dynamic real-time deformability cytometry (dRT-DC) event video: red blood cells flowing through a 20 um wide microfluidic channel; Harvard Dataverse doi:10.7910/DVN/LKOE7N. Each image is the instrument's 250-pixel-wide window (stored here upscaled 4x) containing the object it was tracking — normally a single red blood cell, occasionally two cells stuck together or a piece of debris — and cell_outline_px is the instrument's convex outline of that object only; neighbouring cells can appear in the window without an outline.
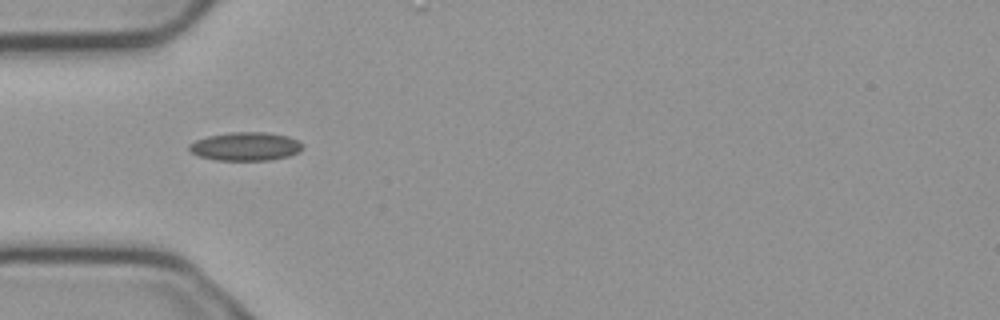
{"species": "common noctule bat (a hibernating species)", "species_latin": "Nyctalus noctula", "temperature_condition": "cold", "stored_images_in_passage": 4, "camera_frame_rate_fps": 3000, "um_per_image_px": 0.085, "animal": {"sex": "male", "body_mass_g": 23.1, "forearm_length_mm": 52.7}, "frame": {"image": 1, "passage_image": 1, "time_ms": 0.0, "image_size_px": [1000, 320], "cell_outline_px": [[304, 148], [288, 156], [268, 160], [216, 160], [200, 156], [192, 152], [188, 148], [188, 144], [196, 140], [208, 136], [232, 132], [268, 132], [288, 136], [304, 144]], "centroid_in_image_um": [20.88, 12.44], "position_along_channel_um": 64.1, "area_um2": 18.73}}
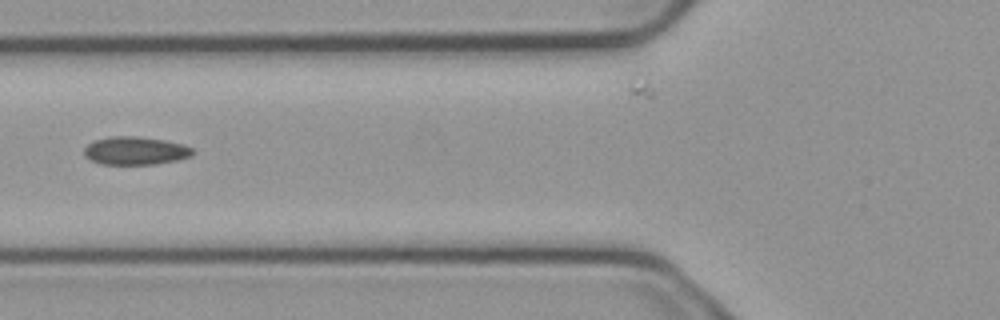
{"frame": {"image": 2, "passage_image": 2, "time_ms": 0.333, "image_size_px": [1000, 320], "cell_outline_px": [[192, 156], [176, 160], [156, 164], [100, 164], [84, 156], [84, 148], [88, 144], [96, 140], [112, 136], [136, 136], [164, 140], [180, 144], [192, 148]], "centroid_in_image_um": [11.48, 12.81], "position_along_channel_um": 114.3, "area_um2": 17.57}}
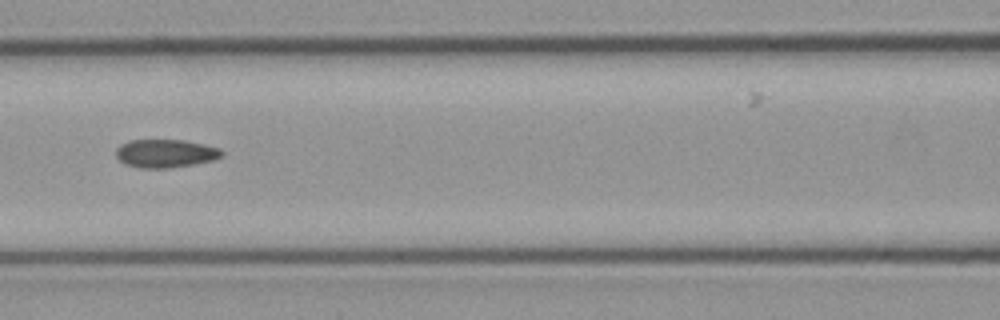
{"frame": {"image": 3, "passage_image": 3, "time_ms": 0.667, "image_size_px": [1000, 320], "cell_outline_px": [[224, 156], [212, 160], [192, 164], [168, 168], [140, 168], [124, 164], [116, 156], [116, 148], [120, 144], [128, 140], [184, 140], [204, 144], [220, 148], [224, 152]], "centroid_in_image_um": [14.06, 13.03], "position_along_channel_um": 152.5, "area_um2": 17.51}}